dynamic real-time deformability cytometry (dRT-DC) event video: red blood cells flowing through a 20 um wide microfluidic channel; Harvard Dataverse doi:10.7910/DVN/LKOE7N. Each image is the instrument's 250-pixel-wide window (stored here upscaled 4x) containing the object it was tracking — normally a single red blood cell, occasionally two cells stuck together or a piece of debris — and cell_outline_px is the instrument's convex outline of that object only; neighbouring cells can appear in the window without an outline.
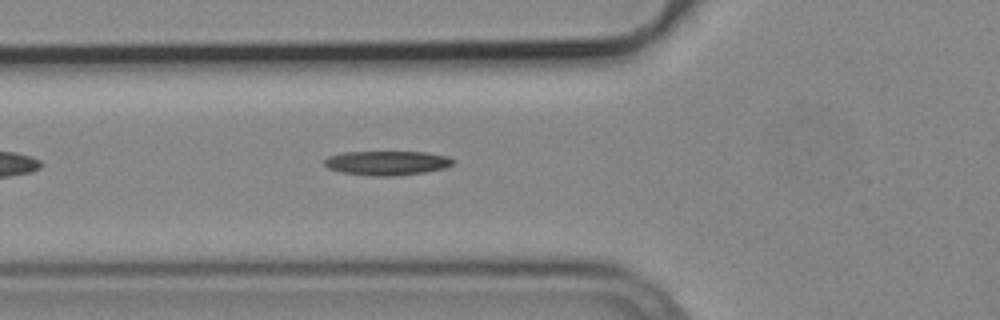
{"species": "common noctule bat (a hibernating species)", "species_latin": "Nyctalus noctula", "temperature_condition": "cold", "stored_images_in_passage": 38, "camera_frame_rate_fps": 3000, "um_per_image_px": 0.085, "animal": {"sex": "male", "body_mass_g": 19.2, "forearm_length_mm": 51.8}, "frame": {"image": 1, "passage_image": 7, "time_ms": 2.0, "image_size_px": [1000, 320], "cell_outline_px": [[456, 160], [452, 164], [444, 168], [424, 172], [392, 176], [372, 176], [340, 172], [328, 168], [324, 164], [324, 160], [328, 156], [344, 152], [428, 152], [448, 156]], "centroid_in_image_um": [32.89, 13.85], "position_along_channel_um": 92.9, "area_um2": 18.26}}
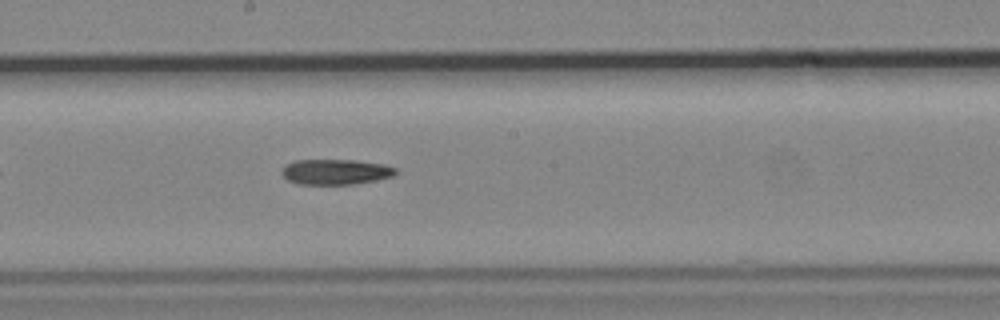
{"frame": {"image": 2, "passage_image": 17, "time_ms": 5.333, "image_size_px": [1000, 320], "cell_outline_px": [[396, 172], [392, 176], [376, 180], [352, 184], [300, 184], [288, 180], [280, 172], [288, 164], [296, 160], [356, 160], [384, 164], [396, 168]], "centroid_in_image_um": [28.54, 14.6], "position_along_channel_um": 219.7, "area_um2": 16.65}}
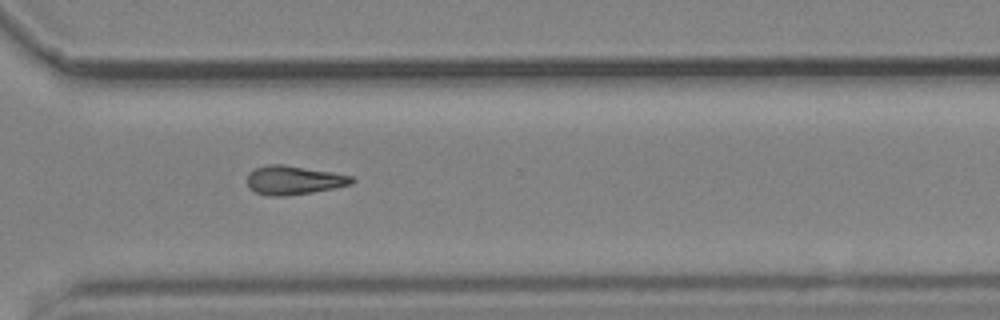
{"frame": {"image": 3, "passage_image": 27, "time_ms": 8.667, "image_size_px": [1000, 320], "cell_outline_px": [[356, 180], [352, 184], [312, 192], [284, 196], [268, 196], [256, 192], [248, 188], [248, 172], [264, 164], [284, 164], [332, 172], [352, 176]], "centroid_in_image_um": [24.94, 15.3], "position_along_channel_um": 345.7, "area_um2": 17.63}, "authors_computed_cell_mechanics": {"area_um2": 17.4556, "velocity_mm_per_s": 3.792, "shape_relaxation_time_tau1_ms": 7.2026, "shape_relaxation_time_tau2_ms": null, "deformation_change_tau1": 0.1737, "deformation_change_tau2": null}}